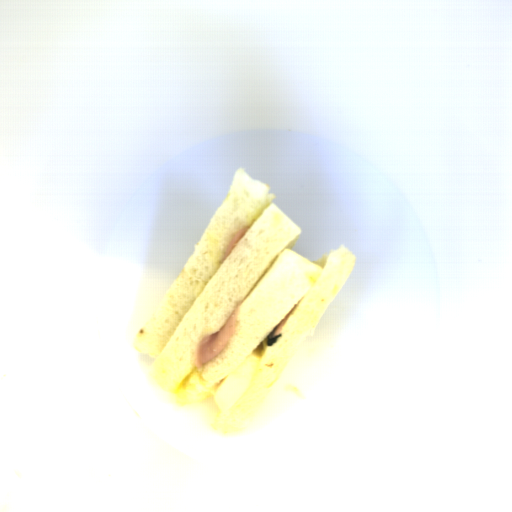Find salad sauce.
<instances>
[{
  "mask_svg": "<svg viewBox=\"0 0 512 512\" xmlns=\"http://www.w3.org/2000/svg\"><path fill=\"white\" fill-rule=\"evenodd\" d=\"M198 372V367L195 366L179 383L178 387L175 390V396L179 394L181 391L185 389V387L188 385L191 377Z\"/></svg>",
  "mask_w": 512,
  "mask_h": 512,
  "instance_id": "salad-sauce-1",
  "label": "salad sauce"
}]
</instances>
